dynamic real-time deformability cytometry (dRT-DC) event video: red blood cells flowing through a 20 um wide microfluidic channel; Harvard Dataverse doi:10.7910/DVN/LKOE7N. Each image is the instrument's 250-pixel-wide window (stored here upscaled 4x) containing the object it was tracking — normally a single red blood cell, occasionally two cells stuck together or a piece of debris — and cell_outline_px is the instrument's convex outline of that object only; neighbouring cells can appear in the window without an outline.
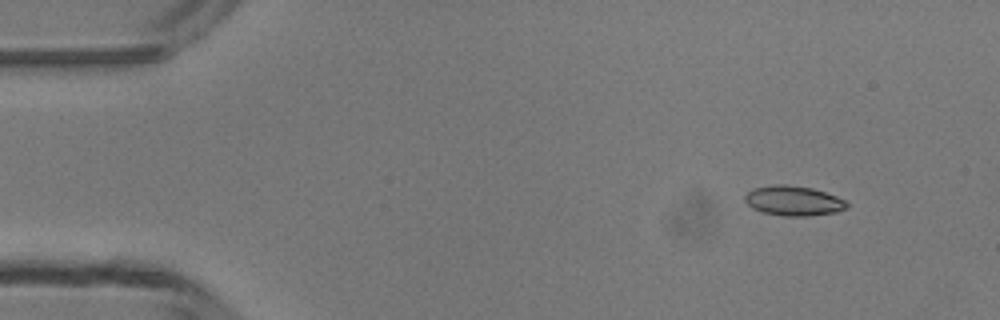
{"species": "common noctule bat (a hibernating species)", "species_latin": "Nyctalus noctula", "temperature_condition": "room temperature", "stored_images_in_passage": 5, "camera_frame_rate_fps": 3000, "um_per_image_px": 0.085, "animal": {"sex": "male", "body_mass_g": 13.3}, "frame": {"image": 1, "passage_image": 2, "time_ms": 1.0, "image_size_px": [1000, 320], "cell_outline_px": [[848, 208], [836, 212], [808, 216], [784, 216], [764, 212], [752, 208], [744, 200], [744, 196], [752, 188], [772, 184], [788, 184], [812, 188], [836, 196], [844, 200], [848, 204]], "centroid_in_image_um": [67.43, 17.05], "position_along_channel_um": 17.6, "area_um2": 17.8}}
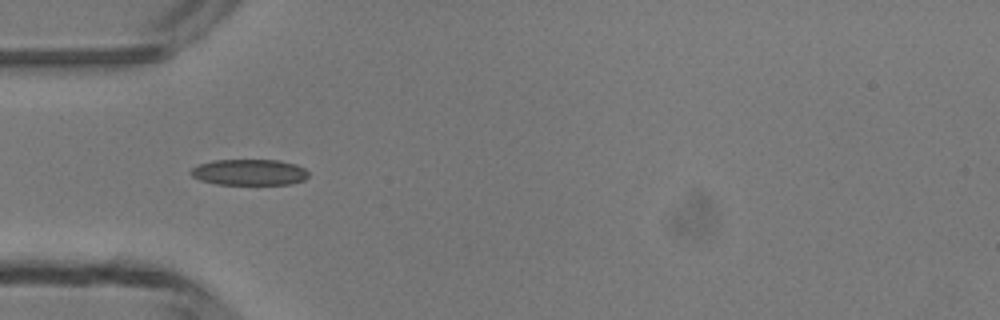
{"frame": {"image": 2, "passage_image": 5, "time_ms": 4.333, "image_size_px": [1000, 320], "cell_outline_px": [[308, 176], [304, 180], [292, 184], [216, 184], [200, 180], [192, 176], [188, 172], [192, 168], [200, 164], [212, 160], [280, 160], [296, 164], [304, 168], [308, 172]], "centroid_in_image_um": [21.19, 14.64], "position_along_channel_um": 63.8, "area_um2": 17.92}}